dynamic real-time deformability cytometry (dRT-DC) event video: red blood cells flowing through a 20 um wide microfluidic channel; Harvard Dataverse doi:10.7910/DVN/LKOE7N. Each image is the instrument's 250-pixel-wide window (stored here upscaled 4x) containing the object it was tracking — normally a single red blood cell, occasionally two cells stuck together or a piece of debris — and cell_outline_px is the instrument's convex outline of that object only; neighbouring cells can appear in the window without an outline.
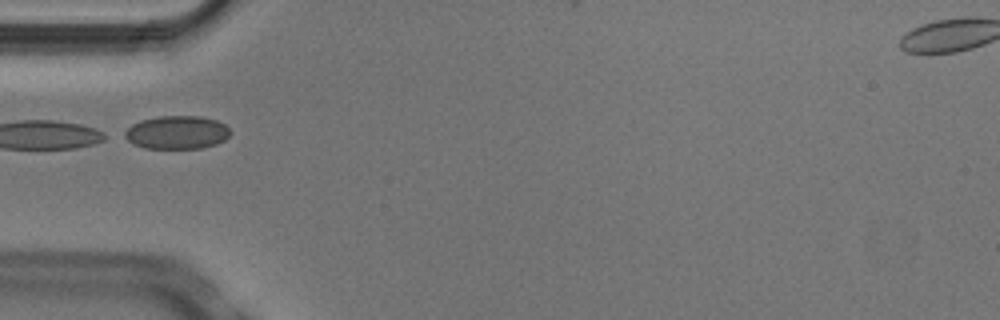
{"species": "Egyptian fruit bat (a non-hibernating species)", "species_latin": "Rousettus aegyptiacus", "temperature_condition": "cold", "stored_images_in_passage": 8, "camera_frame_rate_fps": 3000, "um_per_image_px": 0.085, "animal": {"sex": "male"}, "frame": {"image": 1, "passage_image": 6, "time_ms": 1.667, "image_size_px": [1000, 320], "cell_outline_px": [[228, 136], [224, 140], [216, 144], [200, 148], [144, 148], [132, 144], [120, 136], [120, 132], [132, 124], [140, 120], [160, 116], [200, 116], [216, 120], [224, 124], [228, 128]], "centroid_in_image_um": [14.93, 11.25], "position_along_channel_um": 70.1, "area_um2": 20.69}}
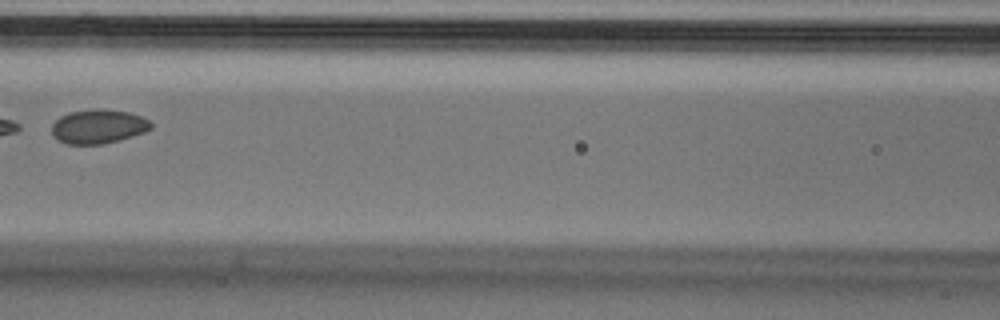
{"frame": {"image": 2, "passage_image": 8, "time_ms": 2.333, "image_size_px": [1000, 320], "cell_outline_px": [[152, 128], [144, 132], [120, 140], [104, 144], [64, 144], [56, 140], [52, 136], [52, 124], [60, 116], [68, 112], [96, 108], [100, 108], [128, 112], [140, 116], [148, 120], [152, 124]], "centroid_in_image_um": [8.31, 10.75], "position_along_channel_um": 158.3, "area_um2": 19.94}}